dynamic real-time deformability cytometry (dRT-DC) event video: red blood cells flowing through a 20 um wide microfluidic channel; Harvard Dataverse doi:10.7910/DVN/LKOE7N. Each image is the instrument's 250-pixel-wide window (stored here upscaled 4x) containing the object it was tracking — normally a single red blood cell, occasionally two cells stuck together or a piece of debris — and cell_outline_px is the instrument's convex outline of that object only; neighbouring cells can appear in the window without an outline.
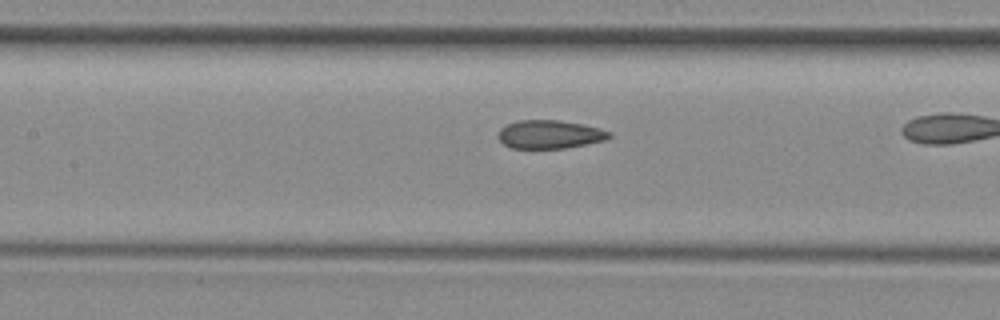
{"species": "common noctule bat (a hibernating species)", "species_latin": "Nyctalus noctula", "temperature_condition": "room temperature", "stored_images_in_passage": 39, "camera_frame_rate_fps": 3000, "um_per_image_px": 0.085, "animal": {"sex": "female", "body_mass_g": 29.2, "forearm_length_mm": 56.3}, "frame": {"image": 1, "passage_image": 23, "time_ms": 7.333, "image_size_px": [1000, 320], "cell_outline_px": [[612, 136], [608, 140], [564, 148], [512, 148], [504, 144], [496, 136], [500, 128], [516, 120], [560, 120], [584, 124], [600, 128], [612, 132]], "centroid_in_image_um": [46.75, 11.41], "position_along_channel_um": 160.6, "area_um2": 18.61}}